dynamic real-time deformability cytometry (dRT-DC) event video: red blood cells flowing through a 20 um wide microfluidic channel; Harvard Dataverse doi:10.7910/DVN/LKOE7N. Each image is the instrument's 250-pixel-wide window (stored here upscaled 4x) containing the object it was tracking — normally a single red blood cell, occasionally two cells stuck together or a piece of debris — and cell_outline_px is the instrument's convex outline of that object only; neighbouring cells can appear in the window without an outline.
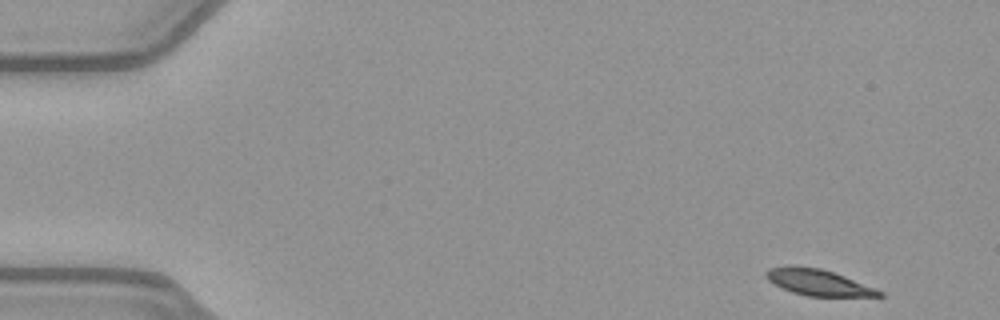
{"species": "common noctule bat (a hibernating species)", "species_latin": "Nyctalus noctula", "temperature_condition": "warm", "stored_images_in_passage": 50, "segment_of_instrument_passage": [1, 2], "camera_frame_rate_fps": 3000, "um_per_image_px": 0.085, "animal": {"sex": "female", "body_mass_g": 21.9}, "frame": {"image": 1, "passage_image": 1, "time_ms": 0.0, "image_size_px": [1000, 320], "cell_outline_px": [[884, 296], [808, 296], [792, 292], [780, 288], [768, 280], [764, 276], [764, 272], [768, 268], [788, 264], [796, 264], [820, 268], [844, 276], [876, 288], [884, 292]], "centroid_in_image_um": [69.47, 23.97], "position_along_channel_um": 15.5, "area_um2": 17.57}}
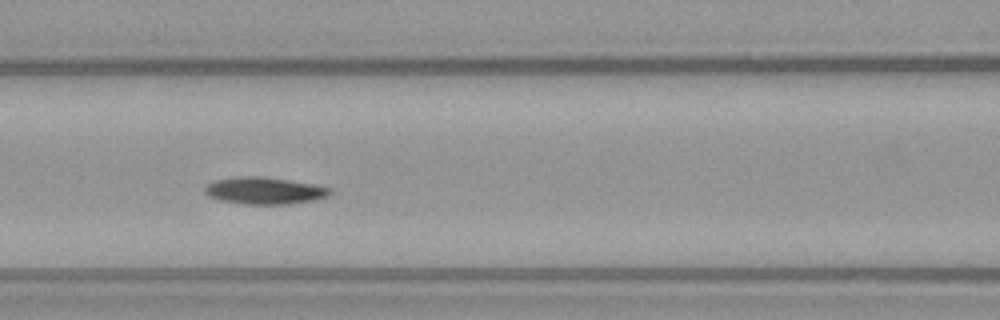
{"frame": {"image": 2, "passage_image": 20, "time_ms": 6.333, "image_size_px": [1000, 320], "cell_outline_px": [[332, 192], [328, 196], [312, 200], [288, 204], [244, 204], [220, 200], [208, 196], [204, 192], [204, 188], [208, 184], [216, 180], [244, 176], [260, 176], [312, 184], [332, 188]], "centroid_in_image_um": [22.47, 16.21], "position_along_channel_um": 144.1, "area_um2": 19.42}}
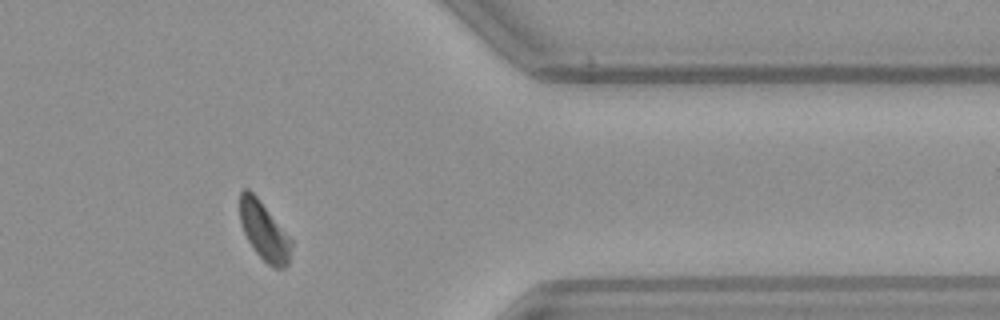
{"frame": {"image": 3, "passage_image": 40, "time_ms": 13.0, "image_size_px": [1000, 320], "cell_outline_px": [[292, 244], [288, 264], [284, 268], [272, 268], [252, 248], [244, 232], [240, 220], [240, 192], [244, 188], [248, 188], [256, 196], [292, 240]], "centroid_in_image_um": [22.44, 19.66], "position_along_channel_um": 389.0, "area_um2": 17.22}}